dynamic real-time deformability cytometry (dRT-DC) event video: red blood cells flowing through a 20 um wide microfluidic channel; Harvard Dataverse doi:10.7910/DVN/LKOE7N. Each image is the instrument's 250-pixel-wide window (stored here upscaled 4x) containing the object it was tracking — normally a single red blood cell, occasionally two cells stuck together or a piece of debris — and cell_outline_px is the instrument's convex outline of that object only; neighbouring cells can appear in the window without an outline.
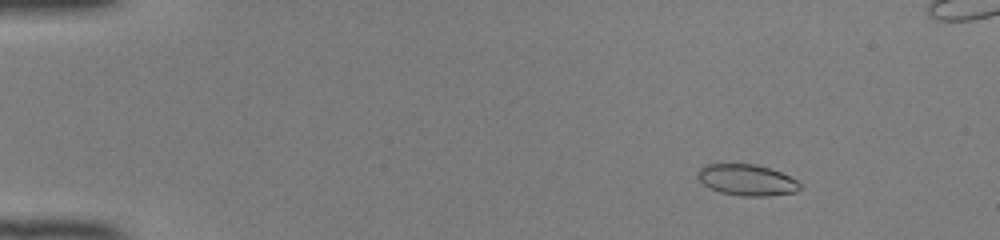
{"species": "common noctule bat (a hibernating species)", "species_latin": "Nyctalus noctula", "temperature_condition": "room temperature", "stored_images_in_passage": 51, "camera_frame_rate_fps": 3000, "um_per_image_px": 0.085, "animal": {"sex": "female", "body_mass_g": 22.0, "forearm_length_mm": 56.7}, "frame": {"image": 1, "passage_image": 7, "time_ms": 2.0, "image_size_px": [1000, 240], "cell_outline_px": [[800, 188], [796, 192], [768, 196], [740, 196], [720, 192], [704, 184], [696, 176], [696, 172], [704, 164], [756, 164], [780, 172], [796, 180], [800, 184]], "centroid_in_image_um": [63.46, 15.3], "position_along_channel_um": 21.5, "area_um2": 18.5}}
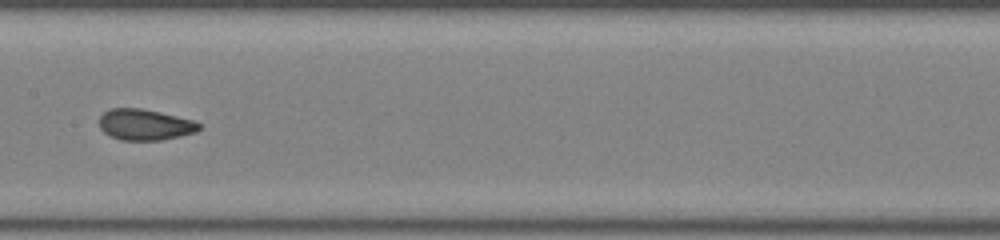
{"frame": {"image": 2, "passage_image": 27, "time_ms": 8.667, "image_size_px": [1000, 240], "cell_outline_px": [[200, 128], [196, 132], [180, 136], [160, 140], [120, 140], [104, 132], [100, 128], [100, 116], [104, 112], [112, 108], [140, 108], [160, 112], [192, 120], [200, 124]], "centroid_in_image_um": [12.31, 10.59], "position_along_channel_um": 195.1, "area_um2": 17.86}}
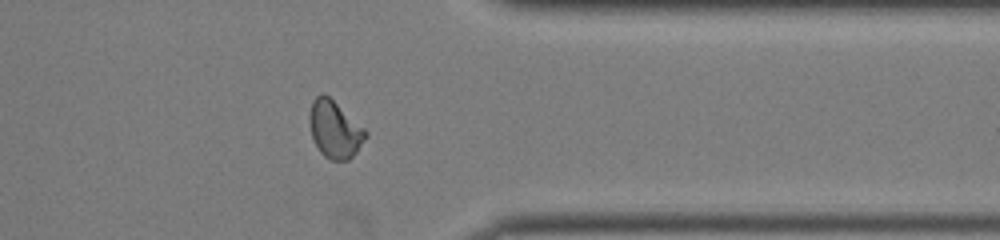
{"frame": {"image": 3, "passage_image": 41, "time_ms": 13.333, "image_size_px": [1000, 240], "cell_outline_px": [[368, 136], [356, 152], [348, 160], [332, 160], [324, 156], [320, 152], [312, 136], [308, 120], [308, 116], [312, 100], [320, 92], [324, 92], [364, 128], [368, 132]], "centroid_in_image_um": [28.43, 10.98], "position_along_channel_um": 383.0, "area_um2": 18.73}, "authors_computed_cell_mechanics": {"area_um2": 18.5538, "velocity_mm_per_s": 4.1332, "shape_relaxation_time_tau1_ms": 10.9119, "shape_relaxation_time_tau2_ms": 0.6151, "deformation_change_tau1": 0.2474, "deformation_change_tau2": 0.0505}}